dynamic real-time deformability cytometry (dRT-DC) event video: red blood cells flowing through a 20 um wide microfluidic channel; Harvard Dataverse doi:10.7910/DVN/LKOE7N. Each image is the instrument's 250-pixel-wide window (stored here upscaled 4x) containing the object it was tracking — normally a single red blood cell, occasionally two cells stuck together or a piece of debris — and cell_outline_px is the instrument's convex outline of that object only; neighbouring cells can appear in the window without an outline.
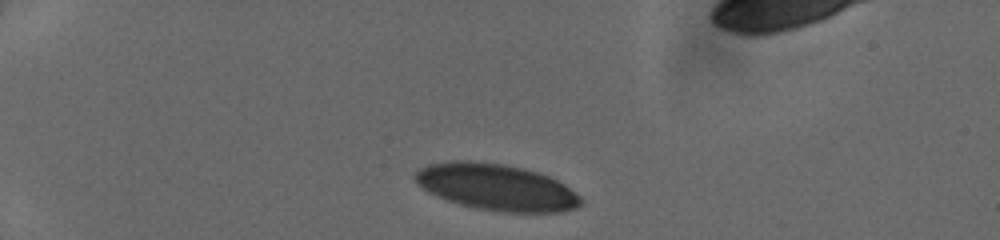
{"species": "human", "species_latin": "Homo sapiens", "temperature_condition": "cold", "stored_images_in_passage": 33, "camera_frame_rate_fps": 3000, "um_per_image_px": 0.085, "donor": {"sex": "female"}, "frame": {"image": 1, "passage_image": 1, "time_ms": 0.0, "image_size_px": [1000, 240], "cell_outline_px": [[584, 204], [576, 208], [560, 212], [500, 212], [476, 208], [460, 204], [448, 200], [428, 192], [416, 184], [412, 176], [420, 168], [428, 164], [452, 160], [468, 160], [504, 164], [524, 168], [548, 176], [564, 184], [580, 196], [584, 200]], "centroid_in_image_um": [42.18, 15.9], "position_along_channel_um": 42.8, "area_um2": 45.08}}
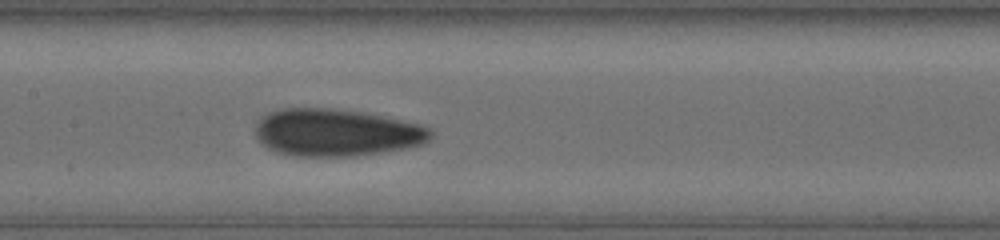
{"frame": {"image": 2, "passage_image": 15, "time_ms": 4.667, "image_size_px": [1000, 240], "cell_outline_px": [[432, 136], [424, 144], [408, 148], [352, 156], [292, 156], [276, 152], [260, 144], [256, 136], [256, 128], [260, 120], [264, 116], [272, 112], [284, 108], [324, 108], [360, 112], [420, 124], [428, 128], [432, 132]], "centroid_in_image_um": [28.58, 11.29], "position_along_channel_um": 178.8, "area_um2": 47.92}}
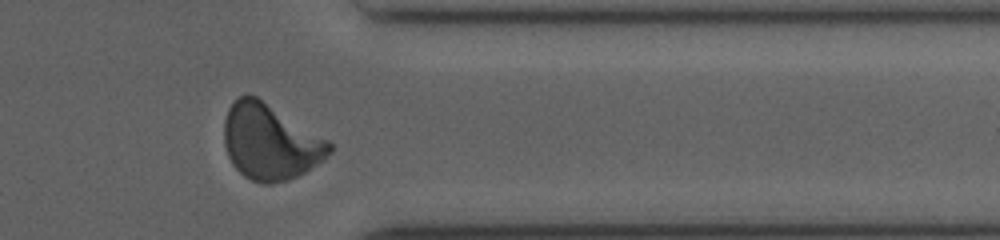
{"frame": {"image": 3, "passage_image": 30, "time_ms": 9.667, "image_size_px": [1000, 240], "cell_outline_px": [[332, 152], [324, 160], [304, 172], [288, 180], [272, 184], [260, 184], [244, 176], [232, 164], [228, 156], [224, 144], [224, 120], [228, 108], [240, 96], [256, 96], [328, 140], [332, 144]], "centroid_in_image_um": [22.96, 12.09], "position_along_channel_um": 388.4, "area_um2": 46.12}}